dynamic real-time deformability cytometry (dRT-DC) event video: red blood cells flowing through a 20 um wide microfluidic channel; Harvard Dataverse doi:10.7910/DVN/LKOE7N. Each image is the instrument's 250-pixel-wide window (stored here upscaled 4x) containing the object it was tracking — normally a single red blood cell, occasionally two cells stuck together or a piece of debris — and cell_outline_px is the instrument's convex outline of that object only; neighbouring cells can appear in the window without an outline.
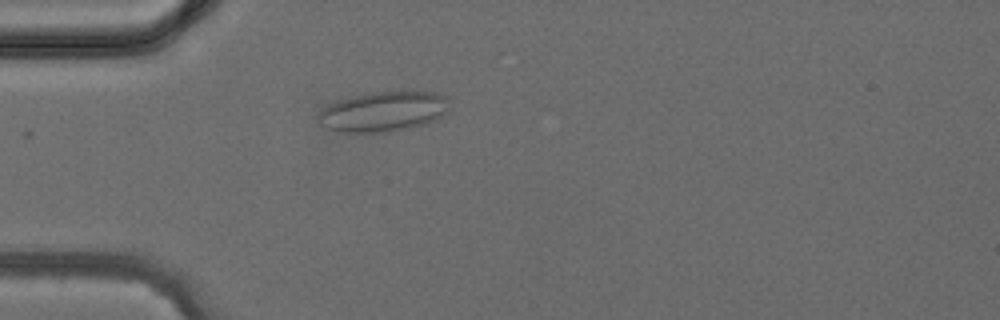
{"species": "common noctule bat (a hibernating species)", "species_latin": "Nyctalus noctula", "temperature_condition": "cold", "stored_images_in_passage": 26, "camera_frame_rate_fps": 3000, "um_per_image_px": 0.085, "animal": {"sex": "female", "body_mass_g": 24.6, "forearm_length_mm": 56.2}, "frame": {"image": 1, "passage_image": 1, "time_ms": 0.0, "image_size_px": [1000, 320], "cell_outline_px": [[448, 112], [436, 120], [428, 124], [392, 132], [340, 132], [328, 128], [320, 124], [316, 116], [328, 104], [340, 100], [372, 92], [412, 88], [436, 92], [448, 96]], "centroid_in_image_um": [32.69, 9.45], "position_along_channel_um": 52.3, "area_um2": 31.67}}
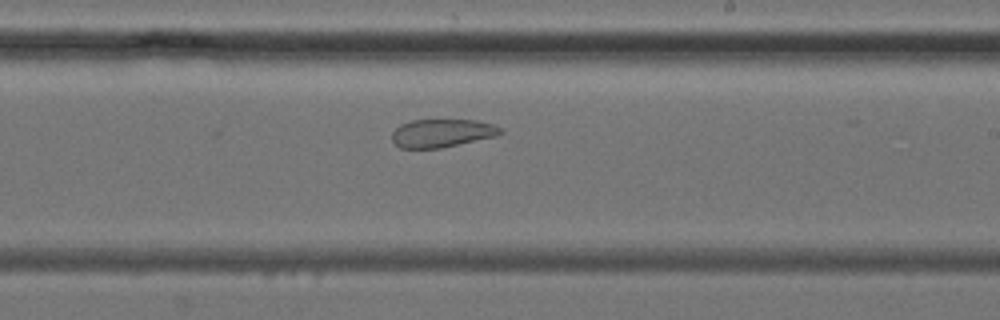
{"frame": {"image": 2, "passage_image": 14, "time_ms": 4.333, "image_size_px": [1000, 320], "cell_outline_px": [[504, 132], [496, 136], [440, 148], [400, 148], [392, 140], [392, 132], [400, 124], [412, 120], [432, 116], [476, 120], [496, 124]], "centroid_in_image_um": [37.57, 11.25], "position_along_channel_um": 251.4, "area_um2": 18.73}}
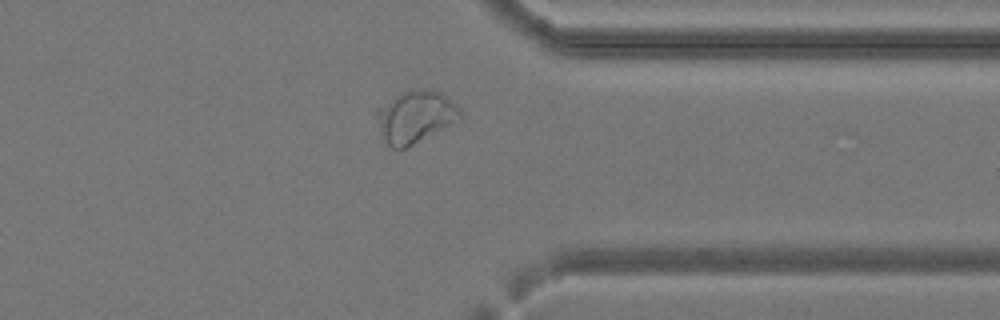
{"frame": {"image": 3, "passage_image": 22, "time_ms": 7.0, "image_size_px": [1000, 320], "cell_outline_px": [[464, 116], [460, 120], [408, 148], [392, 148], [384, 140], [372, 112], [376, 108], [396, 96], [404, 92], [424, 88], [432, 88], [440, 92], [456, 104]], "centroid_in_image_um": [35.3, 9.93], "position_along_channel_um": 376.1, "area_um2": 25.78}}